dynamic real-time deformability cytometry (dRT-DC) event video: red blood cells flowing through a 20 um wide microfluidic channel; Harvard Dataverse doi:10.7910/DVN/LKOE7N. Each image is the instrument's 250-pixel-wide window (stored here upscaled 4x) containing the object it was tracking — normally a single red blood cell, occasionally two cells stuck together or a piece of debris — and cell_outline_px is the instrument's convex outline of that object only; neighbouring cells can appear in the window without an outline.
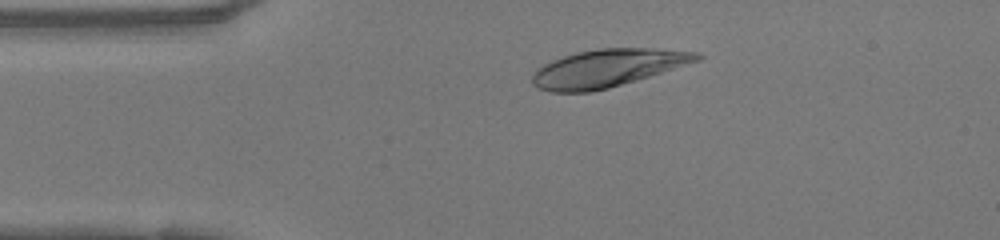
{"species": "human", "species_latin": "Homo sapiens", "temperature_condition": "warm", "stored_images_in_passage": 46, "camera_frame_rate_fps": 3000, "um_per_image_px": 0.085, "donor": {"sex": "female"}, "frame": {"image": 1, "passage_image": 7, "time_ms": 2.0, "image_size_px": [1000, 240], "cell_outline_px": [[704, 56], [700, 60], [648, 76], [608, 88], [592, 92], [552, 92], [536, 88], [532, 84], [532, 76], [536, 68], [552, 60], [576, 52], [600, 48], [652, 48], [700, 52]], "centroid_in_image_um": [51.6, 5.79], "position_along_channel_um": 33.4, "area_um2": 36.01}}
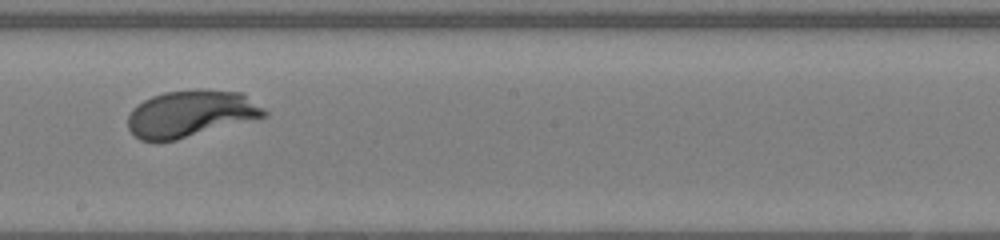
{"frame": {"image": 2, "passage_image": 24, "time_ms": 7.667, "image_size_px": [1000, 240], "cell_outline_px": [[268, 116], [176, 140], [140, 140], [128, 128], [128, 116], [132, 108], [136, 104], [152, 96], [164, 92], [200, 88], [204, 88], [244, 92], [264, 108], [268, 112]], "centroid_in_image_um": [16.26, 9.63], "position_along_channel_um": 231.9, "area_um2": 37.51}}
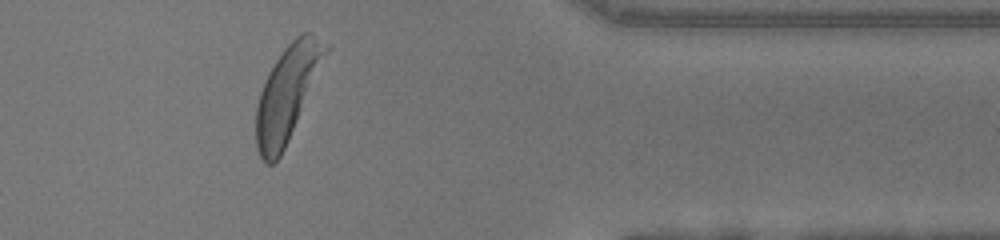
{"frame": {"image": 3, "passage_image": 37, "time_ms": 12.0, "image_size_px": [1000, 240], "cell_outline_px": [[332, 44], [288, 140], [280, 156], [272, 164], [268, 164], [260, 156], [256, 148], [256, 104], [264, 80], [268, 72], [276, 60], [288, 44], [296, 36], [304, 32], [312, 32]], "centroid_in_image_um": [24.43, 7.87], "position_along_channel_um": 387.0, "area_um2": 37.97}, "authors_computed_cell_mechanics": {"area_um2": 37.3677, "velocity_mm_per_s": 4.1293, "shape_relaxation_time_tau1_ms": 1.8532, "shape_relaxation_time_tau2_ms": null, "deformation_change_tau1": 0.1843, "deformation_change_tau2": null}}